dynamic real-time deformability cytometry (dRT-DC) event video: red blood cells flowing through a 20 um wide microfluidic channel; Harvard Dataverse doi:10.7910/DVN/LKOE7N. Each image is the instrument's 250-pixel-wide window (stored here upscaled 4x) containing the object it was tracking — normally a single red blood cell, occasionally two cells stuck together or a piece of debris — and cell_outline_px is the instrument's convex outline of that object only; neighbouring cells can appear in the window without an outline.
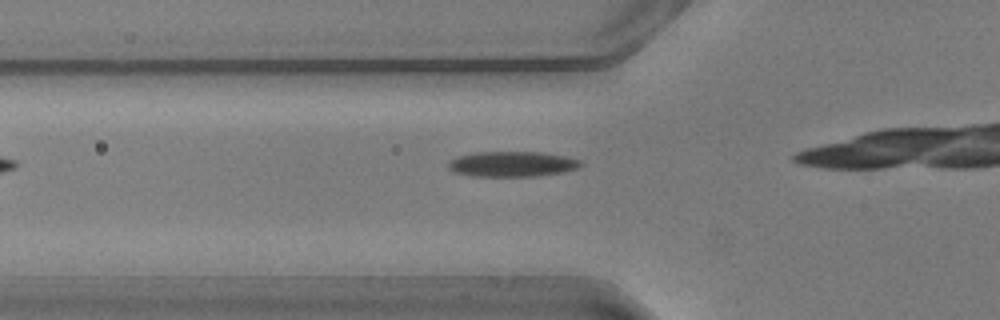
{"species": "common noctule bat (a hibernating species)", "species_latin": "Nyctalus noctula", "temperature_condition": "warm", "stored_images_in_passage": 12, "camera_frame_rate_fps": 3000, "um_per_image_px": 0.085, "animal": {"sex": "male", "body_mass_g": 20.5, "forearm_length_mm": 52.5}, "frame": {"image": 1, "passage_image": 4, "time_ms": 1.0, "image_size_px": [1000, 320], "cell_outline_px": [[584, 164], [580, 168], [564, 172], [536, 176], [472, 176], [456, 172], [448, 168], [448, 160], [456, 156], [476, 152], [540, 152], [564, 156], [580, 160]], "centroid_in_image_um": [43.54, 13.94], "position_along_channel_um": 82.3, "area_um2": 19.65}}
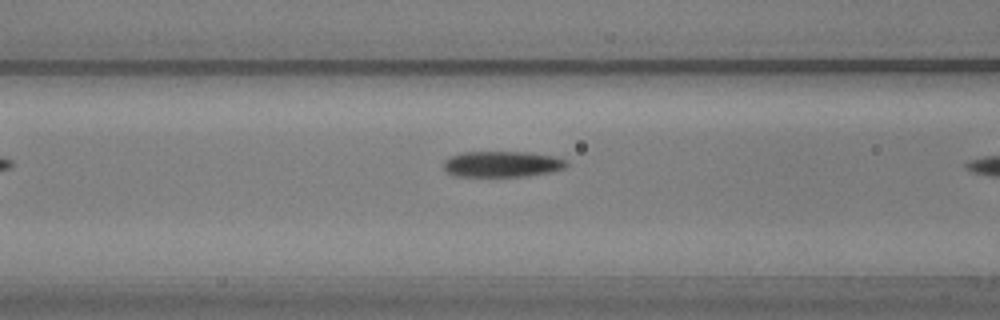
{"frame": {"image": 2, "passage_image": 7, "time_ms": 2.0, "image_size_px": [1000, 320], "cell_outline_px": [[568, 164], [564, 168], [548, 172], [524, 176], [456, 176], [448, 172], [444, 168], [444, 160], [452, 156], [464, 152], [528, 152], [552, 156], [568, 160]], "centroid_in_image_um": [42.69, 13.94], "position_along_channel_um": 123.9, "area_um2": 18.32}}
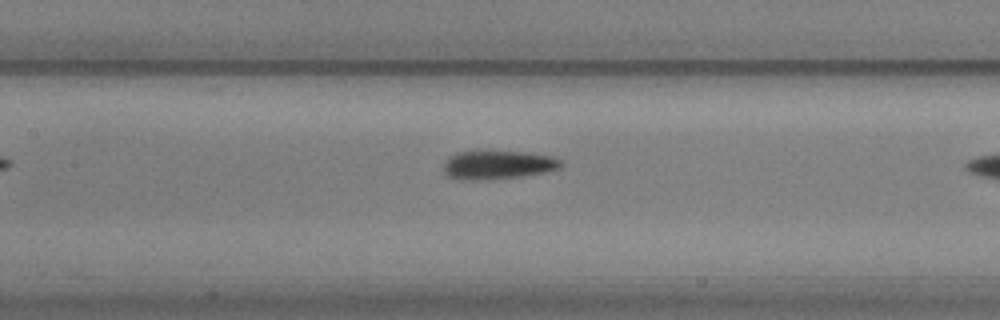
{"frame": {"image": 3, "passage_image": 10, "time_ms": 3.0, "image_size_px": [1000, 320], "cell_outline_px": [[564, 164], [560, 168], [544, 172], [520, 176], [484, 180], [460, 180], [448, 176], [444, 172], [444, 164], [448, 156], [456, 152], [528, 152], [552, 156], [560, 160]], "centroid_in_image_um": [42.31, 14.02], "position_along_channel_um": 165.1, "area_um2": 19.48}}